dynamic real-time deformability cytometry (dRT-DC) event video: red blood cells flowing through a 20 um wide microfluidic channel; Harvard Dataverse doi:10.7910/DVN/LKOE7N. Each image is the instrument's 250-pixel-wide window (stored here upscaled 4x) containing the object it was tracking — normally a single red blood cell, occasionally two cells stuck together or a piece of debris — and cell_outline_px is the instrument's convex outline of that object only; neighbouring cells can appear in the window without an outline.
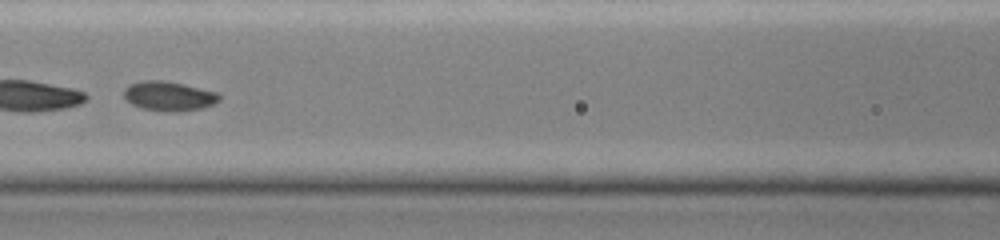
{"species": "common noctule bat (a hibernating species)", "species_latin": "Nyctalus noctula", "temperature_condition": "cold", "stored_images_in_passage": 29, "camera_frame_rate_fps": 3000, "um_per_image_px": 0.085, "animal": {"sex": "female", "body_mass_g": 19.0, "forearm_length_mm": 51.5}, "frame": {"image": 1, "passage_image": 9, "time_ms": 2.667, "image_size_px": [1000, 240], "cell_outline_px": [[220, 100], [204, 108], [140, 108], [124, 100], [124, 88], [128, 84], [144, 80], [164, 80], [184, 84], [220, 92]], "centroid_in_image_um": [14.33, 8.09], "position_along_channel_um": 152.3, "area_um2": 15.72}, "authors_computed_cell_mechanics": {"area_um2": 16.0106, "velocity_mm_per_s": 3.9644, "shape_relaxation_time_tau1_ms": 2.8038, "shape_relaxation_time_tau2_ms": null, "deformation_change_tau1": 0.0765, "deformation_change_tau2": null}}